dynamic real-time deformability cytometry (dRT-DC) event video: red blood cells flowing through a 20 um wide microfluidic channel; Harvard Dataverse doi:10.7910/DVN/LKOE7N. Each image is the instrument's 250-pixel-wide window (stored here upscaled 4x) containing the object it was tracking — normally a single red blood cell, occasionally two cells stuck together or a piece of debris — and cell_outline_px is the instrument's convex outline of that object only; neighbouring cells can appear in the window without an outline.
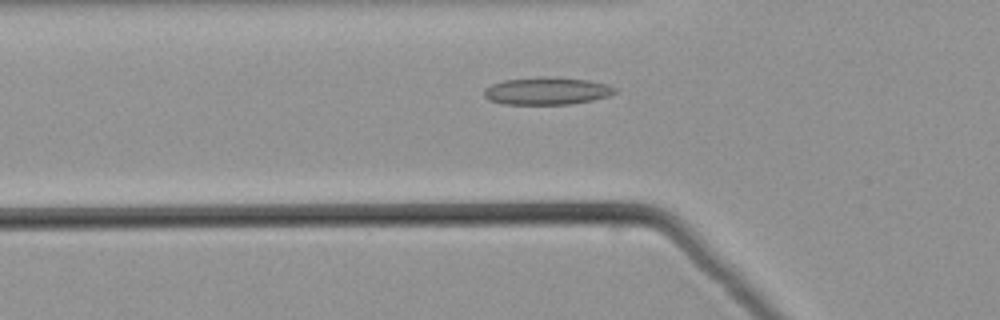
{"species": "common noctule bat (a hibernating species)", "species_latin": "Nyctalus noctula", "temperature_condition": "warm", "stored_images_in_passage": 46, "camera_frame_rate_fps": 3000, "um_per_image_px": 0.085, "animal": {"sex": "male", "body_mass_g": 21.5, "forearm_length_mm": 52.0}, "frame": {"image": 1, "passage_image": 13, "time_ms": 4.0, "image_size_px": [1000, 320], "cell_outline_px": [[616, 92], [608, 96], [592, 100], [572, 104], [504, 104], [488, 100], [484, 96], [484, 88], [492, 84], [504, 80], [544, 76], [588, 80], [608, 84], [616, 88]], "centroid_in_image_um": [46.47, 7.73], "position_along_channel_um": 79.3, "area_um2": 20.98}}
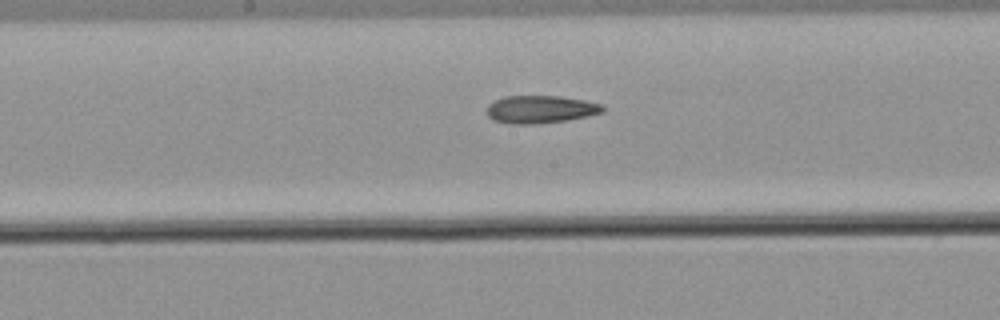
{"frame": {"image": 2, "passage_image": 22, "time_ms": 7.0, "image_size_px": [1000, 320], "cell_outline_px": [[604, 112], [588, 116], [568, 120], [532, 124], [508, 124], [492, 120], [488, 116], [488, 104], [504, 96], [560, 96], [584, 100], [604, 104]], "centroid_in_image_um": [45.96, 9.3], "position_along_channel_um": 202.2, "area_um2": 18.84}}
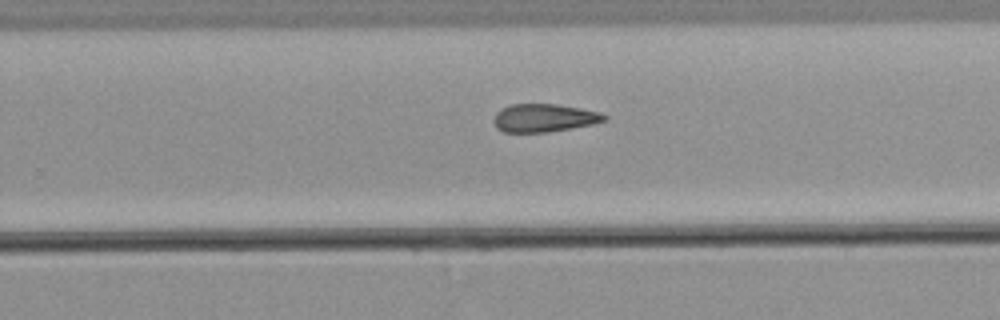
{"frame": {"image": 3, "passage_image": 28, "time_ms": 9.0, "image_size_px": [1000, 320], "cell_outline_px": [[608, 120], [596, 124], [548, 132], [504, 132], [496, 128], [492, 120], [496, 112], [500, 108], [512, 104], [556, 104], [580, 108], [600, 112], [608, 116]], "centroid_in_image_um": [46.26, 10.02], "position_along_channel_um": 283.5, "area_um2": 18.38}}